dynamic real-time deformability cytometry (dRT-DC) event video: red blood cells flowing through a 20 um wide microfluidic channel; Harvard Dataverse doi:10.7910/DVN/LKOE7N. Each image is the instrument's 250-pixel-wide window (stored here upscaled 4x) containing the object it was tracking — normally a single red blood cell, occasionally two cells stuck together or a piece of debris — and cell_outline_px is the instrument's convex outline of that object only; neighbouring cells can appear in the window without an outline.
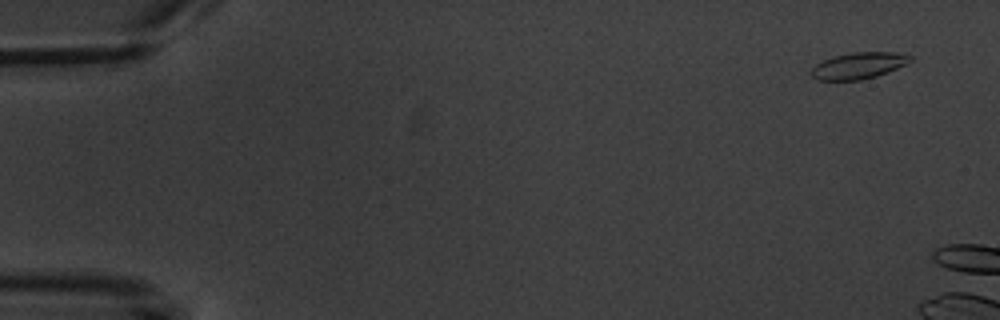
{"species": "common noctule bat (a hibernating species)", "species_latin": "Nyctalus noctula", "temperature_condition": "warm", "stored_images_in_passage": 5, "camera_frame_rate_fps": 3000, "um_per_image_px": 0.085, "animal": {"sex": "male", "body_mass_g": 20.1, "forearm_length_mm": 53.5}, "frame": {"image": 1, "passage_image": 1, "time_ms": 0.0, "image_size_px": [1000, 320], "cell_outline_px": [[912, 60], [908, 64], [888, 72], [876, 76], [860, 80], [816, 80], [808, 72], [816, 64], [832, 56], [852, 52], [896, 52], [912, 56]], "centroid_in_image_um": [72.98, 5.57], "position_along_channel_um": 12.0, "area_um2": 15.43}}